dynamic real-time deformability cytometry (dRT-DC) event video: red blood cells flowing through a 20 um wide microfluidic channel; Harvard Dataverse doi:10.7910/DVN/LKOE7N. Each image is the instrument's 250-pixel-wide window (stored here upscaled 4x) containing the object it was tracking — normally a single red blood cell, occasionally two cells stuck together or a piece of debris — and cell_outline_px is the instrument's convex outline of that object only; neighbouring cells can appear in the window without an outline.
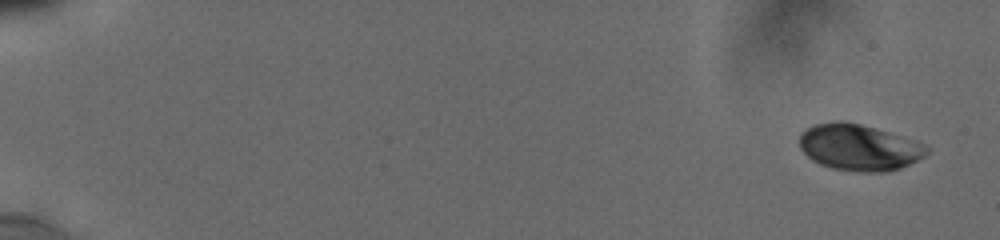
{"species": "human", "species_latin": "Homo sapiens", "temperature_condition": "cold", "stored_images_in_passage": 19, "camera_frame_rate_fps": 3000, "um_per_image_px": 0.085, "donor": {"sex": "male"}, "frame": {"image": 1, "passage_image": 1, "time_ms": 0.0, "image_size_px": [1000, 240], "cell_outline_px": [[928, 152], [924, 156], [900, 168], [884, 172], [868, 172], [836, 168], [820, 164], [812, 160], [800, 148], [800, 132], [804, 128], [812, 124], [832, 120], [844, 120], [860, 124], [916, 140], [924, 144], [928, 148]], "centroid_in_image_um": [72.98, 12.49], "position_along_channel_um": 12.0, "area_um2": 34.28}}
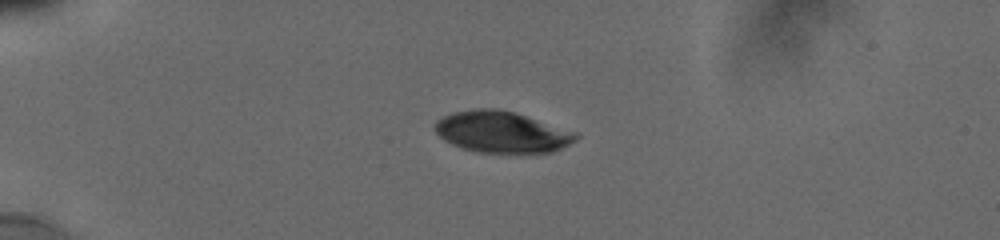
{"frame": {"image": 2, "passage_image": 12, "time_ms": 4.333, "image_size_px": [1000, 240], "cell_outline_px": [[580, 136], [576, 140], [552, 152], [480, 152], [464, 148], [452, 144], [444, 140], [436, 132], [436, 120], [452, 112], [476, 108], [496, 108], [512, 112], [576, 132]], "centroid_in_image_um": [42.63, 11.21], "position_along_channel_um": 42.4, "area_um2": 33.35}}
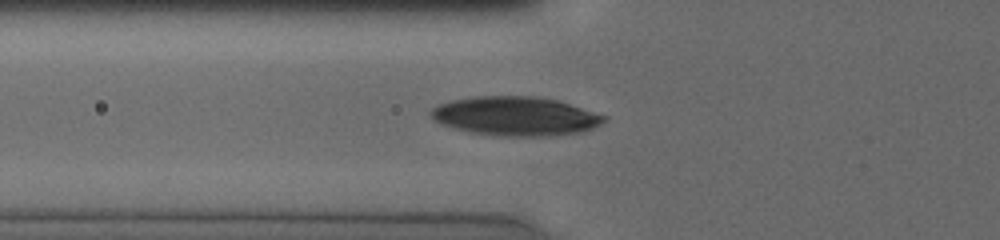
{"frame": {"image": 3, "passage_image": 18, "time_ms": 6.667, "image_size_px": [1000, 240], "cell_outline_px": [[608, 116], [600, 124], [584, 132], [556, 136], [500, 136], [468, 132], [440, 124], [432, 116], [432, 108], [440, 104], [452, 100], [476, 96], [536, 96], [556, 100]], "centroid_in_image_um": [43.84, 9.88], "position_along_channel_um": 82.0, "area_um2": 39.36}}